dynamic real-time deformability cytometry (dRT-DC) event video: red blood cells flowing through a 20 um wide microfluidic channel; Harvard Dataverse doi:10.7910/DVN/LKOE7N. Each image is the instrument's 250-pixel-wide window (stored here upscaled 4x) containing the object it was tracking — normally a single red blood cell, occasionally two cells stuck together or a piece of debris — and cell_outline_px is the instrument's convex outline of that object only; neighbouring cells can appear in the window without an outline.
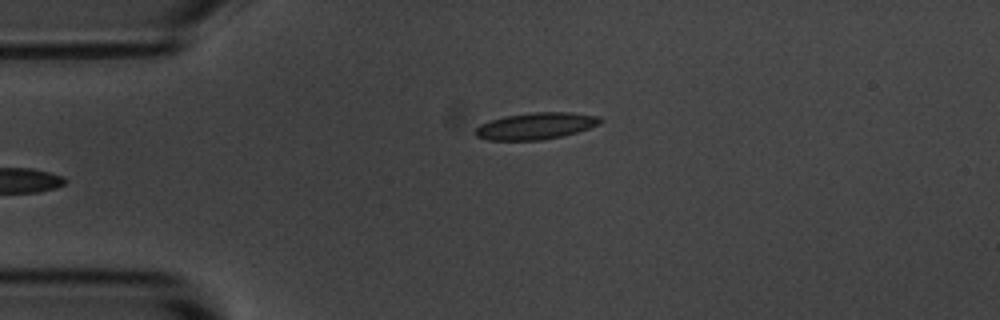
{"species": "common noctule bat (a hibernating species)", "species_latin": "Nyctalus noctula", "temperature_condition": "room temperature", "stored_images_in_passage": 2, "camera_frame_rate_fps": 3000, "um_per_image_px": 0.085, "animal": {"sex": "male", "body_mass_g": 20.1, "forearm_length_mm": 53.5}, "frame": {"image": 1, "passage_image": 2, "time_ms": 1.0, "image_size_px": [1000, 320], "cell_outline_px": [[604, 120], [600, 124], [576, 132], [544, 140], [488, 140], [476, 136], [476, 128], [480, 124], [504, 116], [532, 112], [572, 112], [600, 116]], "centroid_in_image_um": [45.58, 10.7], "position_along_channel_um": 39.4, "area_um2": 19.42}}